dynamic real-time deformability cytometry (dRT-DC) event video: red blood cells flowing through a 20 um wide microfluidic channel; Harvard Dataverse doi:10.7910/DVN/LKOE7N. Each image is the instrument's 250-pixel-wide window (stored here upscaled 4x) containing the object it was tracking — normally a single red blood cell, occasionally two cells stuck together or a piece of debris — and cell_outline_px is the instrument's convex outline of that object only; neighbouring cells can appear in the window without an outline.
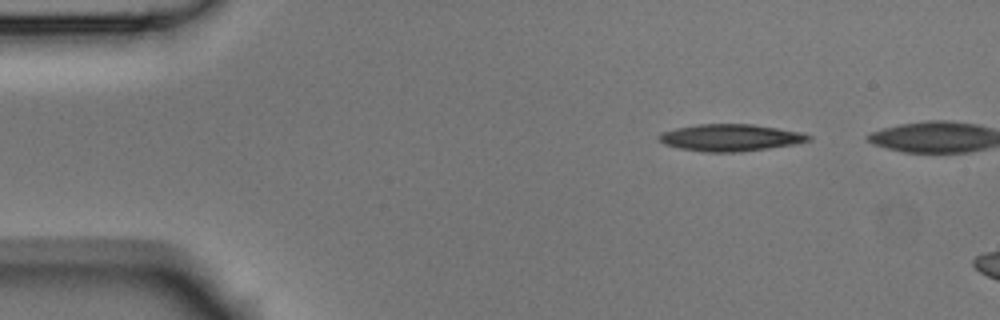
{"species": "Egyptian fruit bat (a non-hibernating species)", "species_latin": "Rousettus aegyptiacus", "temperature_condition": "room temperature", "stored_images_in_passage": 3, "camera_frame_rate_fps": 3000, "um_per_image_px": 0.085, "animal": {"sex": "male"}, "frame": {"image": 1, "passage_image": 1, "time_ms": 0.0, "image_size_px": [1000, 320], "cell_outline_px": [[812, 140], [796, 144], [740, 152], [708, 152], [680, 148], [664, 144], [656, 136], [664, 132], [676, 128], [696, 124], [752, 124], [800, 132], [812, 136]], "centroid_in_image_um": [62.1, 11.7], "position_along_channel_um": 22.9, "area_um2": 23.35}}